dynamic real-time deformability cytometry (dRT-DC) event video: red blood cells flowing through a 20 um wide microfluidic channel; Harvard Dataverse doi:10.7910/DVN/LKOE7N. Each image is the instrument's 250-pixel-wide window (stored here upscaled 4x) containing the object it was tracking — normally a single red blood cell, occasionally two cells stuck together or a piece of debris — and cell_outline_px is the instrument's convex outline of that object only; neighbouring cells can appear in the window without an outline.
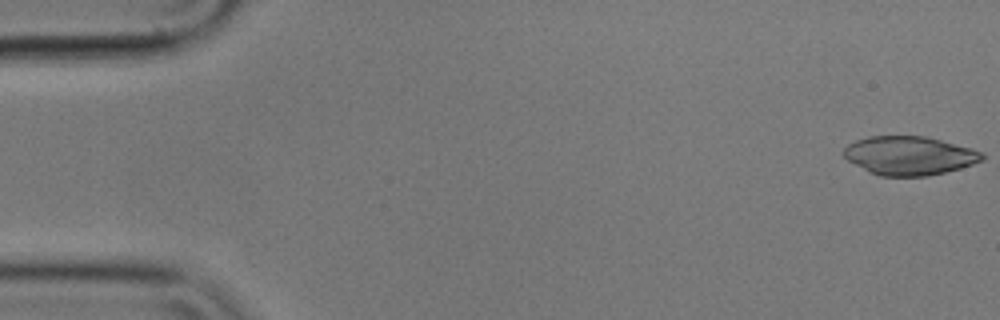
{"species": "common noctule bat (a hibernating species)", "species_latin": "Nyctalus noctula", "temperature_condition": "cold", "stored_images_in_passage": 56, "camera_frame_rate_fps": 3000, "um_per_image_px": 0.085, "animal": {"sex": "male", "body_mass_g": 17.9}, "frame": {"image": 1, "passage_image": 1, "time_ms": 0.0, "image_size_px": [1000, 320], "cell_outline_px": [[984, 160], [960, 168], [928, 176], [880, 176], [868, 172], [848, 160], [844, 156], [844, 148], [848, 144], [856, 140], [868, 136], [924, 136], [972, 148], [984, 152]], "centroid_in_image_um": [77.3, 13.23], "position_along_channel_um": 7.7, "area_um2": 31.21}}